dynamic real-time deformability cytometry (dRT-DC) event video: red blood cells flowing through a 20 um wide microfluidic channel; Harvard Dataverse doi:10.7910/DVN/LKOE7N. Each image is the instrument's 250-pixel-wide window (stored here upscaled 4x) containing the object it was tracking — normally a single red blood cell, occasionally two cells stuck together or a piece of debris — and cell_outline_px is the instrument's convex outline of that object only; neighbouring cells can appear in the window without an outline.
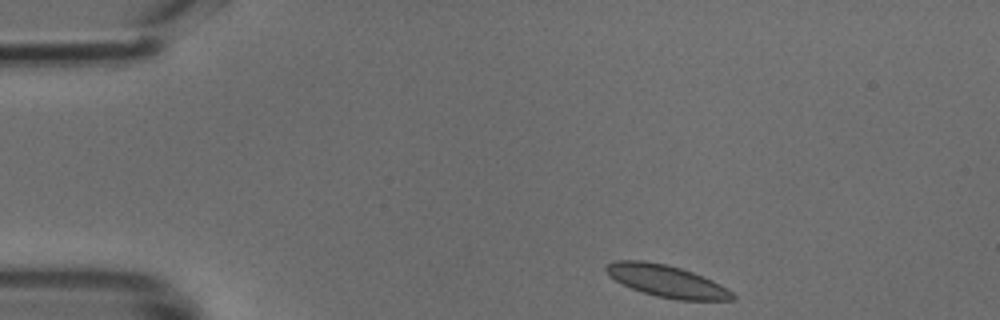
{"species": "common noctule bat (a hibernating species)", "species_latin": "Nyctalus noctula", "temperature_condition": "cold", "stored_images_in_passage": 42, "camera_frame_rate_fps": 3000, "um_per_image_px": 0.085, "animal": {"sex": "male", "body_mass_g": 18.8}, "frame": {"image": 1, "passage_image": 1, "time_ms": 0.0, "image_size_px": [1000, 320], "cell_outline_px": [[736, 300], [676, 300], [656, 296], [632, 288], [608, 276], [604, 268], [608, 264], [616, 260], [644, 260], [668, 264], [692, 272], [712, 280], [728, 288], [736, 296]], "centroid_in_image_um": [56.69, 23.89], "position_along_channel_um": 28.3, "area_um2": 23.58}}
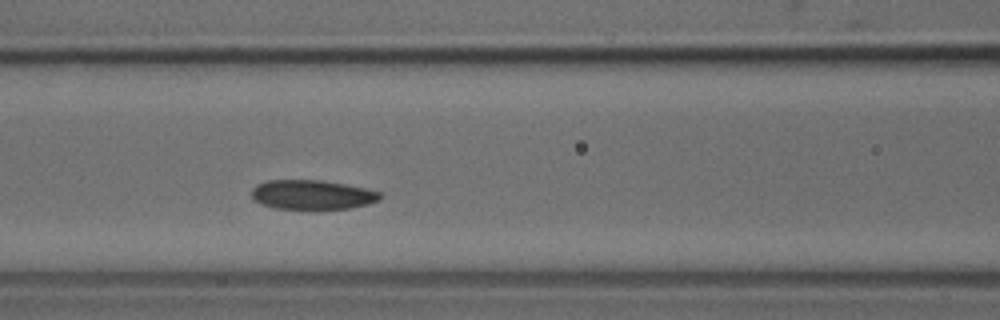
{"frame": {"image": 2, "passage_image": 14, "time_ms": 4.333, "image_size_px": [1000, 320], "cell_outline_px": [[384, 196], [380, 200], [368, 204], [348, 208], [316, 212], [276, 208], [260, 204], [252, 196], [252, 188], [256, 184], [268, 180], [320, 180], [368, 188], [380, 192]], "centroid_in_image_um": [26.57, 16.59], "position_along_channel_um": 140.0, "area_um2": 22.95}}
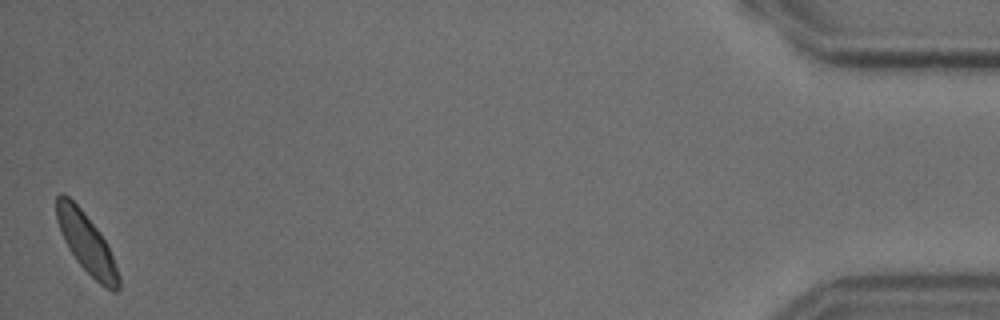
{"frame": {"image": 3, "passage_image": 42, "time_ms": 13.667, "image_size_px": [1000, 320], "cell_outline_px": [[120, 288], [116, 292], [112, 292], [100, 284], [76, 260], [68, 248], [60, 232], [56, 220], [56, 196], [60, 192], [68, 196], [80, 208], [100, 232], [108, 244], [120, 276]], "centroid_in_image_um": [7.36, 20.67], "position_along_channel_um": 427.8, "area_um2": 21.62}}